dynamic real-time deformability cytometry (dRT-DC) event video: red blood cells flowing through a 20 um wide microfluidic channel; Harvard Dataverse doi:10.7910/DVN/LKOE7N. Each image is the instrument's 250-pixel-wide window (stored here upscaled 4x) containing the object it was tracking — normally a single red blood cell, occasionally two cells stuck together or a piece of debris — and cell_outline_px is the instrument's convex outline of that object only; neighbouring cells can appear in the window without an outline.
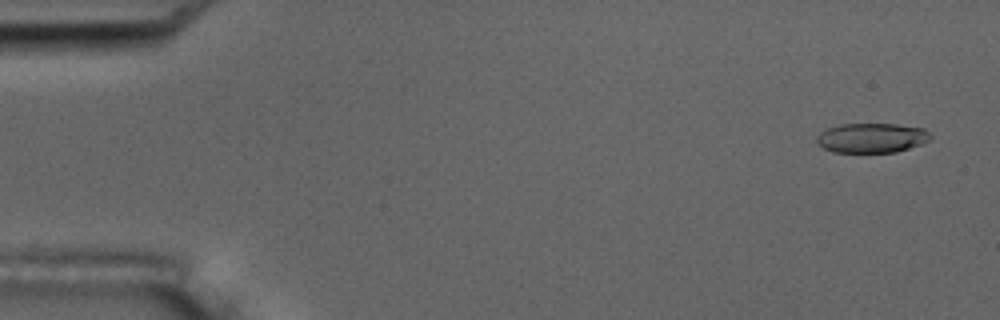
{"species": "common noctule bat (a hibernating species)", "species_latin": "Nyctalus noctula", "temperature_condition": "room temperature", "stored_images_in_passage": 55, "camera_frame_rate_fps": 3000, "um_per_image_px": 0.085, "animal": {"sex": "male", "body_mass_g": 17.5, "forearm_length_mm": 52.3}, "frame": {"image": 1, "passage_image": 3, "time_ms": 0.667, "image_size_px": [1000, 320], "cell_outline_px": [[932, 140], [896, 152], [832, 152], [824, 148], [816, 140], [816, 136], [820, 132], [828, 128], [840, 124], [896, 124], [924, 128], [932, 136]], "centroid_in_image_um": [74.11, 11.72], "position_along_channel_um": 10.9, "area_um2": 19.65}}
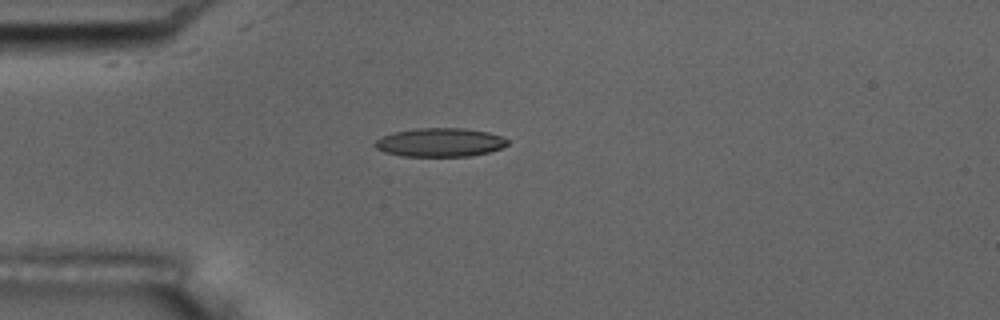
{"frame": {"image": 2, "passage_image": 15, "time_ms": 4.667, "image_size_px": [1000, 320], "cell_outline_px": [[508, 144], [500, 148], [488, 152], [472, 156], [404, 156], [384, 152], [376, 148], [372, 144], [376, 140], [384, 136], [396, 132], [416, 128], [464, 128], [488, 132], [504, 136], [508, 140]], "centroid_in_image_um": [37.42, 12.1], "position_along_channel_um": 47.6, "area_um2": 22.14}}
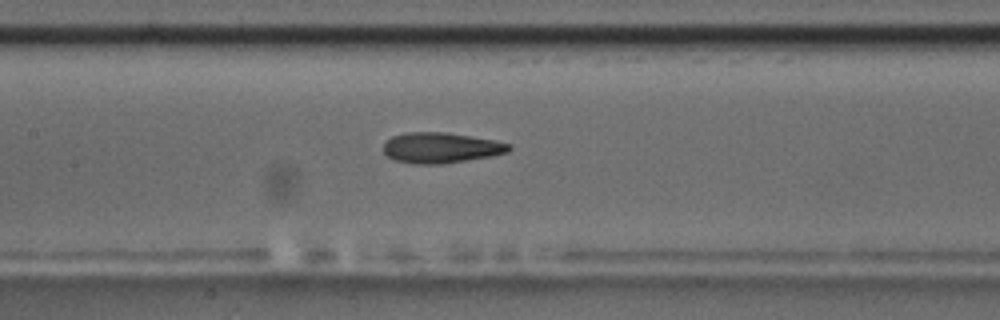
{"frame": {"image": 3, "passage_image": 26, "time_ms": 8.333, "image_size_px": [1000, 320], "cell_outline_px": [[512, 148], [508, 152], [488, 156], [440, 164], [412, 164], [396, 160], [388, 156], [384, 152], [384, 140], [392, 136], [408, 132], [444, 132], [496, 140], [512, 144]], "centroid_in_image_um": [37.46, 12.55], "position_along_channel_um": 169.9, "area_um2": 22.25}, "authors_computed_cell_mechanics": {"area_um2": 21.964, "velocity_mm_per_s": 3.73, "shape_relaxation_time_tau1_ms": 8.0533, "shape_relaxation_time_tau2_ms": 2.9394, "deformation_change_tau1": 0.2048, "deformation_change_tau2": 0.1175}}